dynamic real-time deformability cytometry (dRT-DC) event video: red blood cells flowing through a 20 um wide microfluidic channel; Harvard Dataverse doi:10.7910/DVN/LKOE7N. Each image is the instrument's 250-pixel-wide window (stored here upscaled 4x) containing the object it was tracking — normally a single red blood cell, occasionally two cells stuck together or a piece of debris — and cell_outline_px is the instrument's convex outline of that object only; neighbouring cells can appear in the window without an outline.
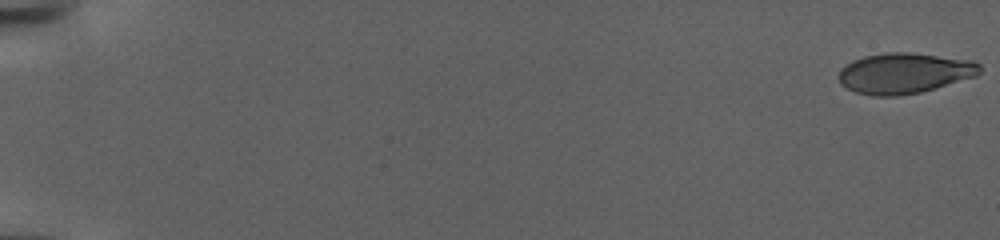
{"species": "human", "species_latin": "Homo sapiens", "temperature_condition": "warm", "stored_images_in_passage": 147, "camera_frame_rate_fps": 3000, "um_per_image_px": 0.085, "donor": {"sex": "female"}, "frame": {"image": 1, "passage_image": 1, "time_ms": 0.0, "image_size_px": [1000, 240], "cell_outline_px": [[980, 72], [976, 76], [920, 92], [896, 96], [872, 96], [856, 92], [840, 84], [840, 68], [852, 60], [864, 56], [884, 52], [912, 52], [972, 60], [980, 64]], "centroid_in_image_um": [76.86, 6.21], "position_along_channel_um": 8.1, "area_um2": 33.35}}
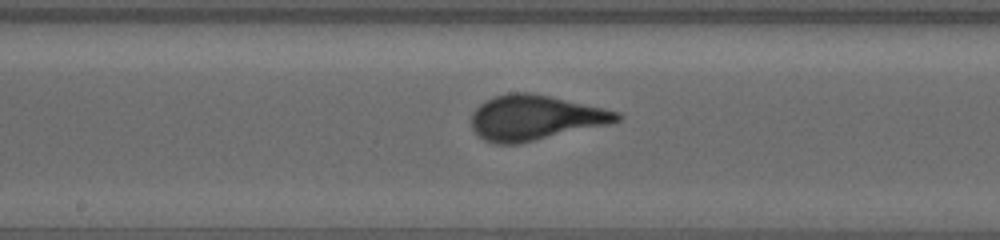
{"frame": {"image": 2, "passage_image": 83, "time_ms": 27.333, "image_size_px": [1000, 240], "cell_outline_px": [[624, 116], [620, 120], [612, 124], [520, 144], [492, 144], [484, 140], [472, 128], [472, 112], [480, 104], [496, 96], [508, 92], [532, 92], [604, 108], [620, 112]], "centroid_in_image_um": [45.53, 10.02], "position_along_channel_um": 202.7, "area_um2": 38.55}}
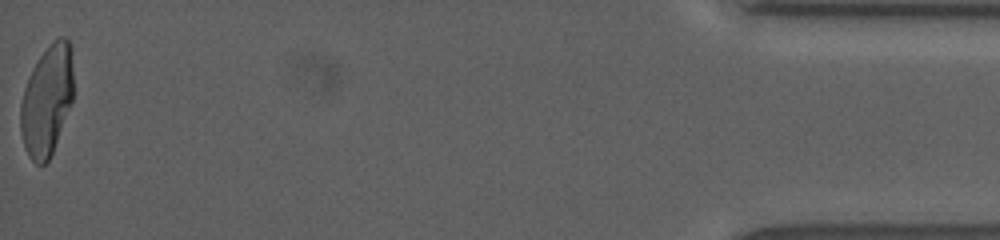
{"frame": {"image": 3, "passage_image": 147, "time_ms": 48.667, "image_size_px": [1000, 240], "cell_outline_px": [[72, 100], [52, 152], [48, 160], [44, 164], [36, 164], [28, 156], [20, 132], [20, 104], [24, 88], [32, 68], [40, 56], [52, 40], [60, 36], [64, 36], [72, 44]], "centroid_in_image_um": [3.97, 8.49], "position_along_channel_um": 431.2, "area_um2": 33.87}}